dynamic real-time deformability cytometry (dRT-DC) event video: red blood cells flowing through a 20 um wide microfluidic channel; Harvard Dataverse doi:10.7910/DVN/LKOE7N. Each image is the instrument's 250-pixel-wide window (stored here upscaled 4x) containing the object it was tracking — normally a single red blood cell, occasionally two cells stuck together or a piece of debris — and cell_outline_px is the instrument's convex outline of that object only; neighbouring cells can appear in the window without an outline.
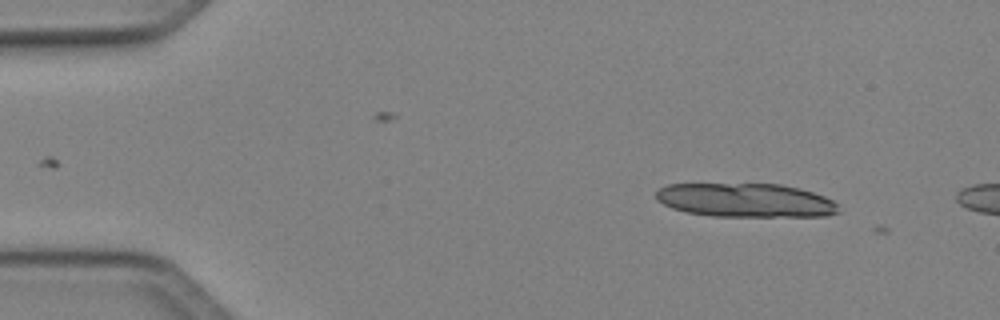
{"species": "Egyptian fruit bat (a non-hibernating species)", "species_latin": "Rousettus aegyptiacus", "temperature_condition": "cold", "stored_images_in_passage": 3, "camera_frame_rate_fps": 3000, "um_per_image_px": 0.085, "animal": {"sex": "female"}, "frame": {"image": 1, "passage_image": 1, "time_ms": 0.0, "image_size_px": [1000, 320], "cell_outline_px": [[840, 212], [828, 216], [712, 216], [688, 212], [672, 208], [656, 200], [656, 192], [660, 188], [668, 184], [780, 184], [800, 188], [824, 196], [832, 200], [836, 204]], "centroid_in_image_um": [63.38, 17.02], "position_along_channel_um": 21.6, "area_um2": 35.95}}